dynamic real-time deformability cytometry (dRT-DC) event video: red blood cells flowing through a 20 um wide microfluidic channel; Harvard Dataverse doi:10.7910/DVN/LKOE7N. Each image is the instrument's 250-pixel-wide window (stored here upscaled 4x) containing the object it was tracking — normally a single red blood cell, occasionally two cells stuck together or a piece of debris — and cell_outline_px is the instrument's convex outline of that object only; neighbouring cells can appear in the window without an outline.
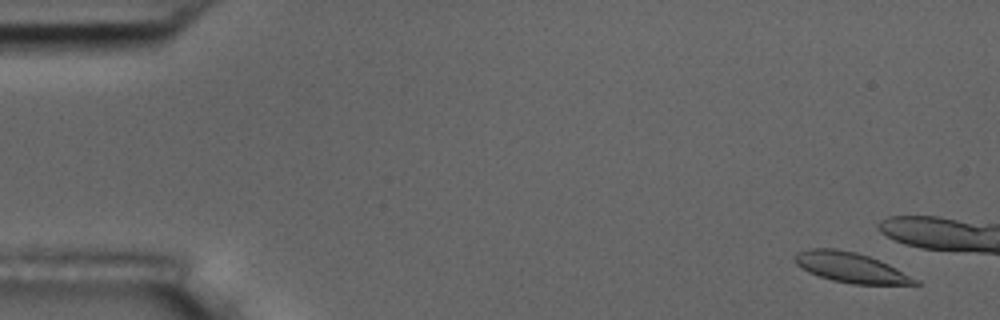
{"species": "common noctule bat (a hibernating species)", "species_latin": "Nyctalus noctula", "temperature_condition": "room temperature", "stored_images_in_passage": 16, "camera_frame_rate_fps": 3000, "um_per_image_px": 0.085, "animal": {"sex": "male", "body_mass_g": 17.5, "forearm_length_mm": 52.3}, "frame": {"image": 1, "passage_image": 3, "time_ms": 0.667, "image_size_px": [1000, 320], "cell_outline_px": [[920, 284], [852, 284], [832, 280], [808, 272], [800, 268], [796, 264], [792, 256], [808, 248], [836, 248], [856, 252], [868, 256], [888, 264], [920, 280]], "centroid_in_image_um": [72.29, 22.73], "position_along_channel_um": 12.7, "area_um2": 21.04}}